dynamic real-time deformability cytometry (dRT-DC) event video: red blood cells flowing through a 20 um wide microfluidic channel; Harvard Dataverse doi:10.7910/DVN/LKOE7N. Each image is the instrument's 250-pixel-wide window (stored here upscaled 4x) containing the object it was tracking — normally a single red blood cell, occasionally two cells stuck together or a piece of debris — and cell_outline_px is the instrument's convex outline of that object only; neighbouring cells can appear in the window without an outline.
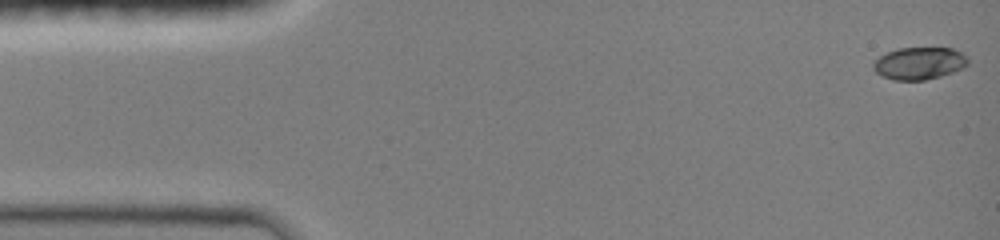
{"species": "common noctule bat (a hibernating species)", "species_latin": "Nyctalus noctula", "temperature_condition": "room temperature", "stored_images_in_passage": 16, "camera_frame_rate_fps": 3000, "um_per_image_px": 0.085, "animal": {"sex": "female", "body_mass_g": 19.0, "forearm_length_mm": 51.5}, "frame": {"image": 1, "passage_image": 1, "time_ms": 0.0, "image_size_px": [1000, 240], "cell_outline_px": [[968, 64], [964, 68], [940, 76], [924, 80], [892, 80], [880, 76], [872, 68], [872, 64], [880, 56], [896, 48], [952, 48], [960, 52], [968, 60]], "centroid_in_image_um": [78.1, 5.39], "position_along_channel_um": 6.9, "area_um2": 17.8}}
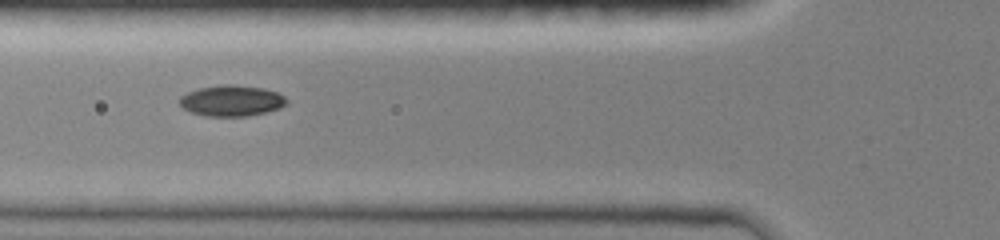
{"frame": {"image": 2, "passage_image": 12, "time_ms": 5.333, "image_size_px": [1000, 240], "cell_outline_px": [[288, 104], [264, 112], [248, 116], [204, 116], [192, 112], [184, 108], [180, 104], [180, 96], [188, 92], [200, 88], [220, 84], [232, 84], [264, 88], [276, 92], [284, 96], [288, 100]], "centroid_in_image_um": [19.68, 8.55], "position_along_channel_um": 106.1, "area_um2": 19.19}}
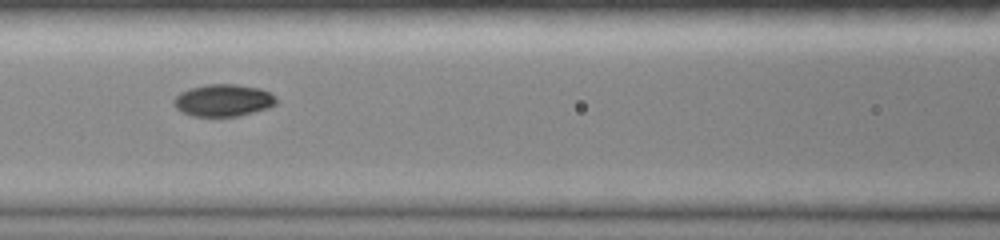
{"frame": {"image": 3, "passage_image": 14, "time_ms": 6.333, "image_size_px": [1000, 240], "cell_outline_px": [[276, 104], [268, 108], [240, 116], [192, 116], [176, 108], [172, 100], [180, 92], [188, 88], [208, 84], [236, 84], [260, 88], [276, 96]], "centroid_in_image_um": [18.98, 8.52], "position_along_channel_um": 147.6, "area_um2": 19.25}}